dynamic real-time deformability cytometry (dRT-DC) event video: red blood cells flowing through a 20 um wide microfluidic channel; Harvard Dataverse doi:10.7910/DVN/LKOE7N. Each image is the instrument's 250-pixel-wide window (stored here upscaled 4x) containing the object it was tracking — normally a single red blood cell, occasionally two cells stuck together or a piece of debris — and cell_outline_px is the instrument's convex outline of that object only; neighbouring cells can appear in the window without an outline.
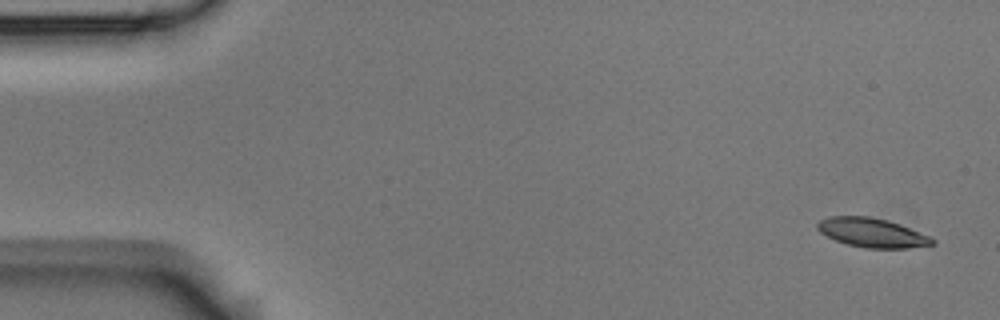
{"species": "Egyptian fruit bat (a non-hibernating species)", "species_latin": "Rousettus aegyptiacus", "temperature_condition": "room temperature", "stored_images_in_passage": 6, "segment_of_instrument_passage": [1, 2], "camera_frame_rate_fps": 3000, "um_per_image_px": 0.085, "animal": {"sex": "male"}, "frame": {"image": 1, "passage_image": 1, "time_ms": 0.0, "image_size_px": [1000, 320], "cell_outline_px": [[936, 244], [908, 248], [864, 248], [848, 244], [836, 240], [820, 232], [816, 228], [816, 224], [820, 220], [828, 216], [868, 216], [888, 220], [900, 224], [932, 236], [936, 240]], "centroid_in_image_um": [74.17, 19.77], "position_along_channel_um": 10.8, "area_um2": 19.71}}
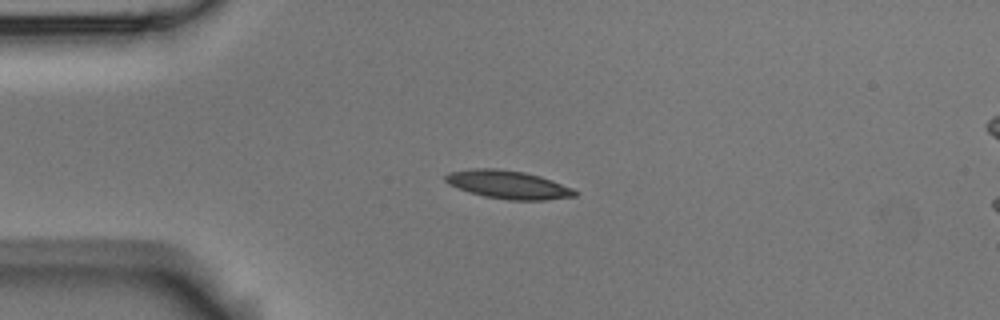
{"frame": {"image": 2, "passage_image": 4, "time_ms": 1.0, "image_size_px": [1000, 320], "cell_outline_px": [[576, 196], [544, 200], [508, 200], [484, 196], [468, 192], [448, 184], [444, 180], [444, 176], [448, 172], [472, 168], [496, 168], [524, 172], [540, 176], [552, 180], [572, 188], [576, 192]], "centroid_in_image_um": [43.14, 15.69], "position_along_channel_um": 41.9, "area_um2": 21.33}}